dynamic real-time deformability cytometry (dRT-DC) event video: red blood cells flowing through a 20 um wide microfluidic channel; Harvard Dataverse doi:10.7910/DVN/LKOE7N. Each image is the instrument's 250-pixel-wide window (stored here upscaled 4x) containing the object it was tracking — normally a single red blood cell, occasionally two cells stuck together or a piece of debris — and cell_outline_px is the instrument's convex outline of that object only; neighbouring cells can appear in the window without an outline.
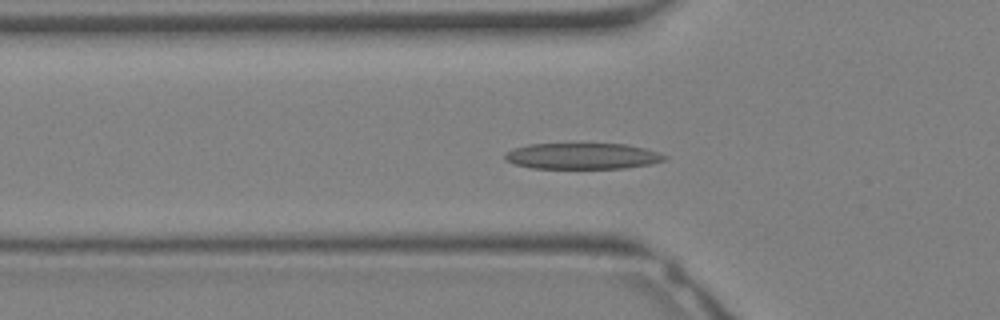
{"species": "Egyptian fruit bat (a non-hibernating species)", "species_latin": "Rousettus aegyptiacus", "temperature_condition": "warm", "stored_images_in_passage": 13, "camera_frame_rate_fps": 3000, "um_per_image_px": 0.085, "animal": {"sex": "female"}, "frame": {"image": 1, "passage_image": 10, "time_ms": 3.0, "image_size_px": [1000, 320], "cell_outline_px": [[668, 156], [664, 160], [648, 164], [624, 168], [532, 168], [516, 164], [504, 160], [504, 152], [516, 148], [532, 144], [624, 144], [644, 148]], "centroid_in_image_um": [49.47, 13.27], "position_along_channel_um": 76.3, "area_um2": 23.93}}
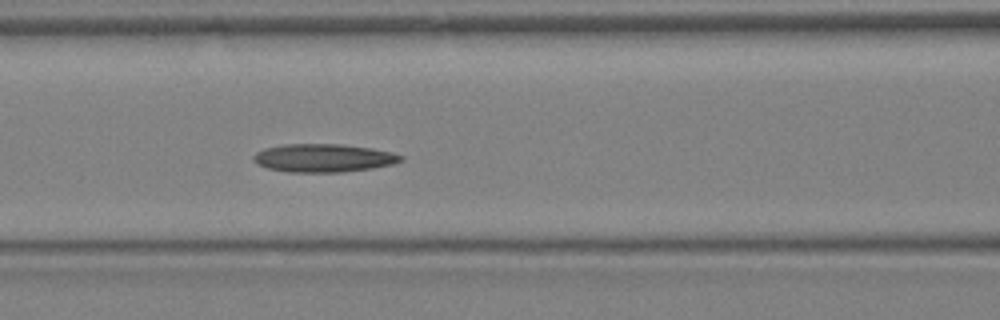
{"frame": {"image": 2, "passage_image": 13, "time_ms": 4.0, "image_size_px": [1000, 320], "cell_outline_px": [[404, 160], [392, 164], [372, 168], [340, 172], [288, 172], [268, 168], [256, 164], [252, 156], [256, 152], [264, 148], [284, 144], [340, 144], [372, 148], [392, 152], [404, 156]], "centroid_in_image_um": [27.49, 13.42], "position_along_channel_um": 139.1, "area_um2": 24.28}}